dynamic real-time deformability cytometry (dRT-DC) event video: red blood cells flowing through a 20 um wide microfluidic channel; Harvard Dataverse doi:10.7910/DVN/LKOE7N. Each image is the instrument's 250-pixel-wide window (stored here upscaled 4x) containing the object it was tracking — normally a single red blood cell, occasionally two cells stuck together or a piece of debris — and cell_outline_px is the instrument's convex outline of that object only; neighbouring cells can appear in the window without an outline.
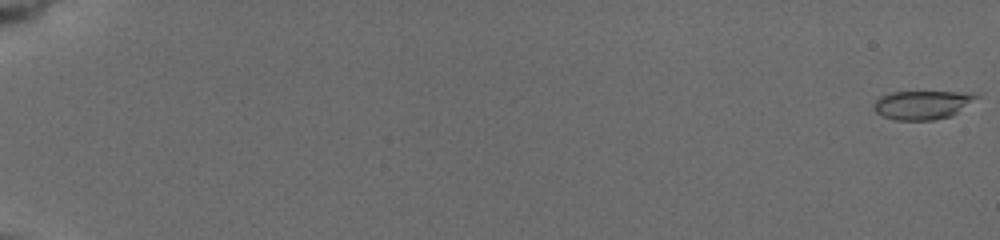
{"species": "common noctule bat (a hibernating species)", "species_latin": "Nyctalus noctula", "temperature_condition": "cold", "stored_images_in_passage": 44, "camera_frame_rate_fps": 3000, "um_per_image_px": 0.085, "animal": {"sex": "female", "body_mass_g": 19.5, "forearm_length_mm": 54.1}, "frame": {"image": 1, "passage_image": 1, "time_ms": 0.0, "image_size_px": [1000, 240], "cell_outline_px": [[980, 96], [952, 116], [932, 120], [896, 120], [884, 116], [876, 112], [872, 108], [872, 104], [880, 96], [892, 92], [980, 92]], "centroid_in_image_um": [78.42, 8.9], "position_along_channel_um": 6.6, "area_um2": 17.28}}
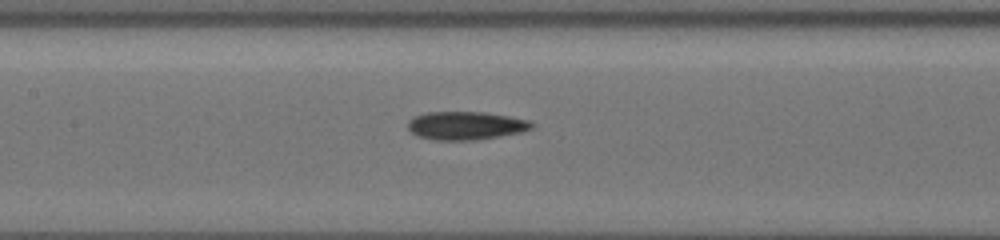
{"frame": {"image": 2, "passage_image": 20, "time_ms": 10.0, "image_size_px": [1000, 240], "cell_outline_px": [[536, 124], [532, 128], [520, 132], [500, 136], [476, 140], [432, 140], [416, 136], [408, 128], [408, 120], [416, 116], [428, 112], [484, 112], [508, 116], [528, 120]], "centroid_in_image_um": [39.58, 10.68], "position_along_channel_um": 167.8, "area_um2": 20.4}}
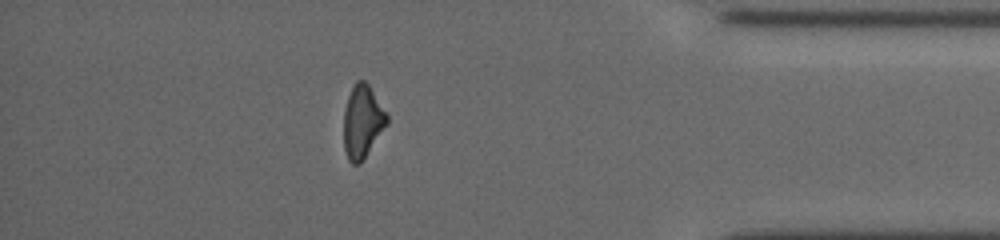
{"frame": {"image": 3, "passage_image": 38, "time_ms": 17.0, "image_size_px": [1000, 240], "cell_outline_px": [[388, 124], [360, 164], [352, 164], [348, 160], [344, 148], [344, 108], [348, 96], [356, 80], [364, 80], [368, 84], [388, 116]], "centroid_in_image_um": [30.8, 10.35], "position_along_channel_um": 404.4, "area_um2": 18.26}, "authors_computed_cell_mechanics": {"area_um2": 18.9295, "velocity_mm_per_s": 3.7696, "shape_relaxation_time_tau1_ms": null, "shape_relaxation_time_tau2_ms": 3.9076, "deformation_change_tau1": null, "deformation_change_tau2": 0.1169}}